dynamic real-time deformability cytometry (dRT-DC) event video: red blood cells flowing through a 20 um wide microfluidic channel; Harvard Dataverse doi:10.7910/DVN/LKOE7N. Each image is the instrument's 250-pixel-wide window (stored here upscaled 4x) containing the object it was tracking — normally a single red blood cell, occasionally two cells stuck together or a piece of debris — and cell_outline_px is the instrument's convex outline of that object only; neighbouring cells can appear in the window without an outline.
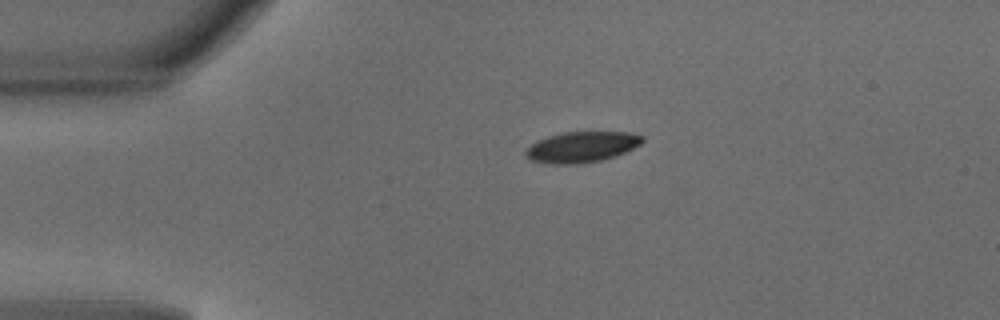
{"species": "common noctule bat (a hibernating species)", "species_latin": "Nyctalus noctula", "temperature_condition": "warm", "stored_images_in_passage": 39, "camera_frame_rate_fps": 3000, "um_per_image_px": 0.085, "animal": {"sex": "male", "body_mass_g": 18.8}, "frame": {"image": 1, "passage_image": 1, "time_ms": 0.0, "image_size_px": [1000, 320], "cell_outline_px": [[644, 140], [640, 144], [624, 152], [600, 160], [576, 164], [544, 164], [532, 160], [524, 152], [536, 140], [548, 136], [564, 132], [628, 132], [644, 136]], "centroid_in_image_um": [49.42, 12.49], "position_along_channel_um": 35.6, "area_um2": 20.69}}
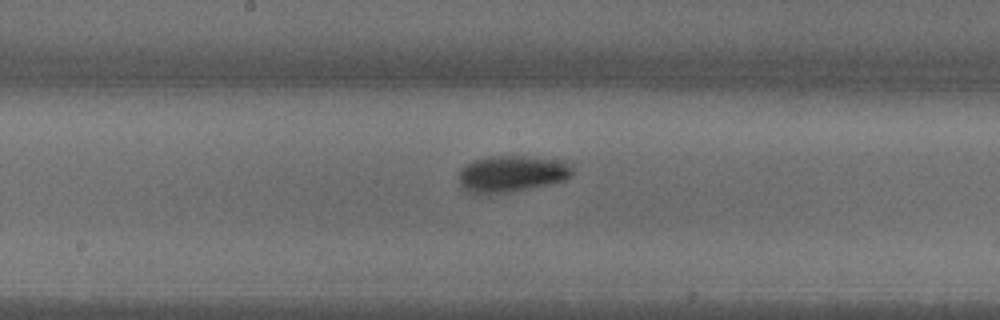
{"frame": {"image": 2, "passage_image": 16, "time_ms": 5.0, "image_size_px": [1000, 320], "cell_outline_px": [[572, 176], [564, 180], [528, 188], [508, 192], [472, 192], [464, 188], [460, 184], [460, 168], [464, 164], [472, 160], [488, 156], [520, 156], [564, 160], [572, 164]], "centroid_in_image_um": [43.52, 14.73], "position_along_channel_um": 204.7, "area_um2": 23.81}}
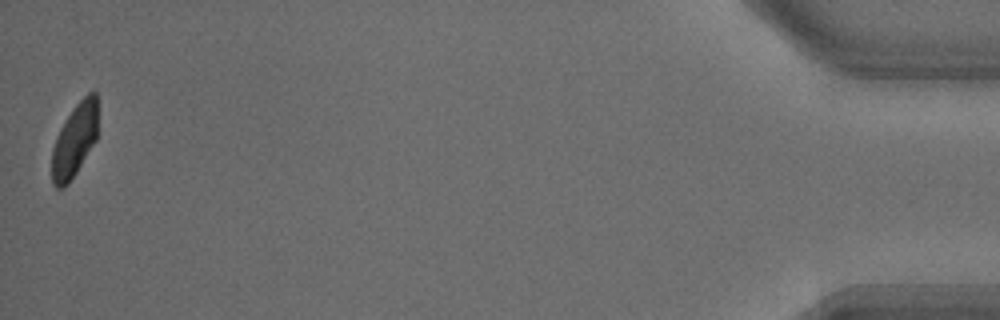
{"frame": {"image": 3, "passage_image": 39, "time_ms": 12.667, "image_size_px": [1000, 320], "cell_outline_px": [[96, 140], [76, 172], [68, 184], [64, 188], [56, 188], [52, 184], [52, 148], [56, 136], [60, 128], [72, 108], [88, 92], [96, 92]], "centroid_in_image_um": [6.3, 11.95], "position_along_channel_um": 428.9, "area_um2": 19.42}, "authors_computed_cell_mechanics": {"area_um2": 22.253, "velocity_mm_per_s": 4.1253, "shape_relaxation_time_tau1_ms": 4.2194, "shape_relaxation_time_tau2_ms": null, "deformation_change_tau1": 0.1702, "deformation_change_tau2": null}}